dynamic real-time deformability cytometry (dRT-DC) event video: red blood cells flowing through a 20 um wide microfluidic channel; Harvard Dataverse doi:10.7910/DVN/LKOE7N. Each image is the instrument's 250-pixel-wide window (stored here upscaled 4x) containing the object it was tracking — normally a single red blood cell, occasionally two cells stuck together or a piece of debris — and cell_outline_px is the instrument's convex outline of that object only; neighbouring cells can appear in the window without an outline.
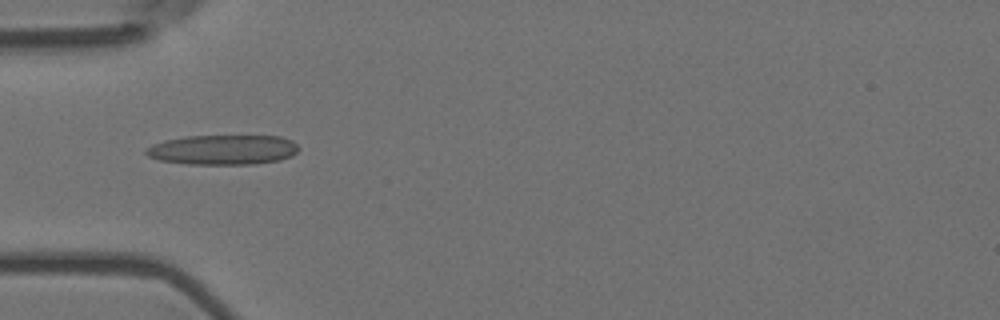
{"species": "Egyptian fruit bat (a non-hibernating species)", "species_latin": "Rousettus aegyptiacus", "temperature_condition": "room temperature", "stored_images_in_passage": 27, "camera_frame_rate_fps": 3000, "um_per_image_px": 0.085, "animal": {"sex": "female"}, "frame": {"image": 1, "passage_image": 3, "time_ms": 0.667, "image_size_px": [1000, 320], "cell_outline_px": [[300, 148], [292, 156], [280, 160], [256, 164], [188, 164], [160, 160], [148, 156], [144, 152], [152, 144], [164, 140], [184, 136], [280, 136], [292, 140]], "centroid_in_image_um": [18.97, 12.73], "position_along_channel_um": 66.0, "area_um2": 26.65}}
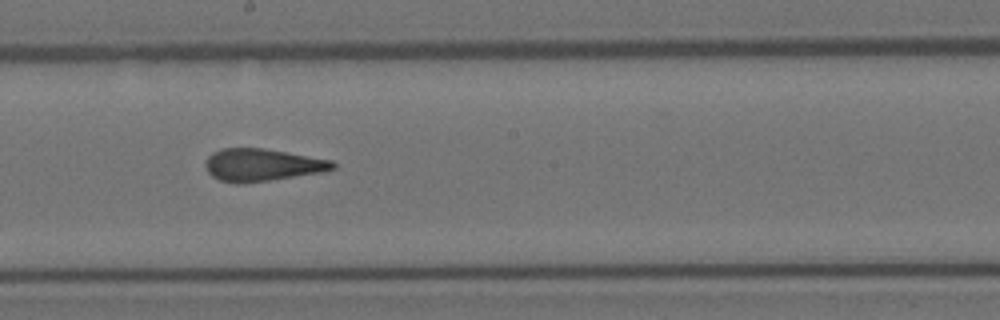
{"frame": {"image": 2, "passage_image": 16, "time_ms": 5.0, "image_size_px": [1000, 320], "cell_outline_px": [[336, 168], [324, 172], [240, 184], [236, 184], [220, 180], [212, 176], [208, 172], [204, 164], [208, 156], [212, 152], [220, 148], [264, 148], [332, 160], [336, 164]], "centroid_in_image_um": [22.27, 14.01], "position_along_channel_um": 225.9, "area_um2": 24.16}}
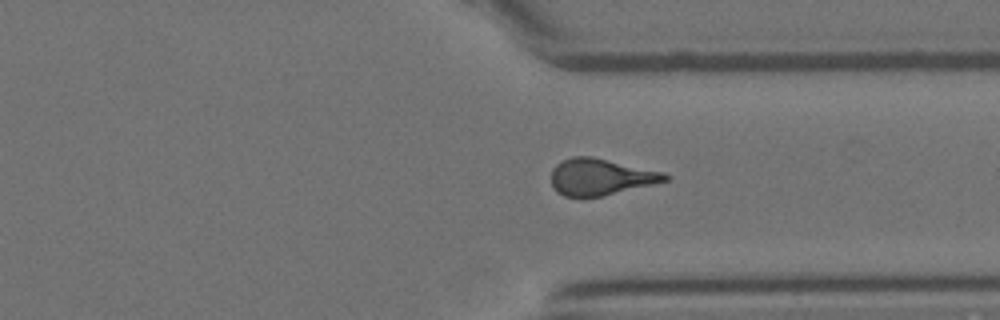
{"frame": {"image": 3, "passage_image": 27, "time_ms": 8.667, "image_size_px": [1000, 320], "cell_outline_px": [[668, 180], [652, 184], [600, 196], [564, 196], [556, 192], [552, 184], [552, 168], [560, 160], [572, 156], [592, 156], [664, 172], [668, 176]], "centroid_in_image_um": [51.0, 15.01], "position_along_channel_um": 360.4, "area_um2": 23.99}}